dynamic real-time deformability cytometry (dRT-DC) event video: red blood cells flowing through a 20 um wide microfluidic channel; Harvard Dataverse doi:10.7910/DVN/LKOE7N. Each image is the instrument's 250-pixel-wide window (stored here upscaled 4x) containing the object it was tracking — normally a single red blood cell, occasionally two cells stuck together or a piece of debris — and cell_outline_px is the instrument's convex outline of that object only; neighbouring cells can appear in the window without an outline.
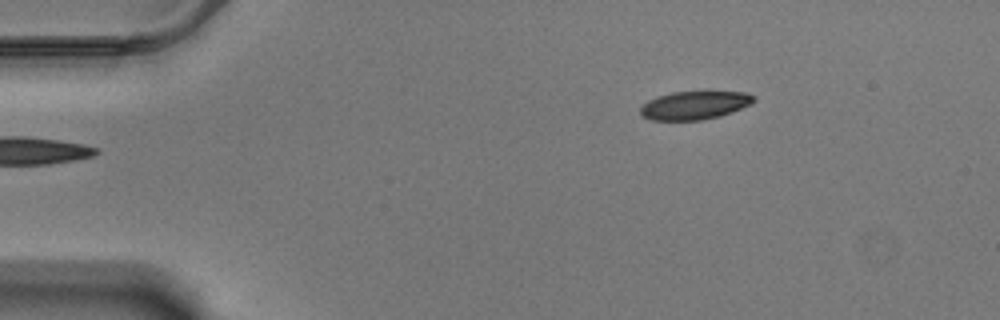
{"species": "Egyptian fruit bat (a non-hibernating species)", "species_latin": "Rousettus aegyptiacus", "temperature_condition": "warm", "stored_images_in_passage": 50, "camera_frame_rate_fps": 3000, "um_per_image_px": 0.085, "animal": {"sex": "male"}, "frame": {"image": 1, "passage_image": 1, "time_ms": 0.0, "image_size_px": [1000, 320], "cell_outline_px": [[756, 100], [740, 108], [720, 116], [700, 120], [652, 120], [644, 116], [640, 112], [640, 108], [648, 100], [656, 96], [672, 92], [704, 88], [708, 88], [744, 92], [756, 96]], "centroid_in_image_um": [59.08, 8.87], "position_along_channel_um": 25.9, "area_um2": 19.54}}
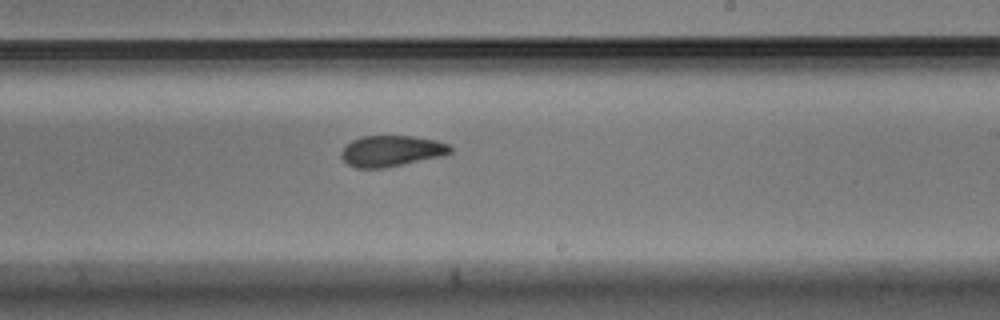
{"frame": {"image": 2, "passage_image": 27, "time_ms": 8.667, "image_size_px": [1000, 320], "cell_outline_px": [[452, 152], [444, 156], [384, 168], [356, 168], [348, 164], [340, 156], [340, 152], [352, 140], [364, 136], [412, 136], [436, 140], [448, 144], [452, 148]], "centroid_in_image_um": [33.29, 12.84], "position_along_channel_um": 255.7, "area_um2": 19.71}}
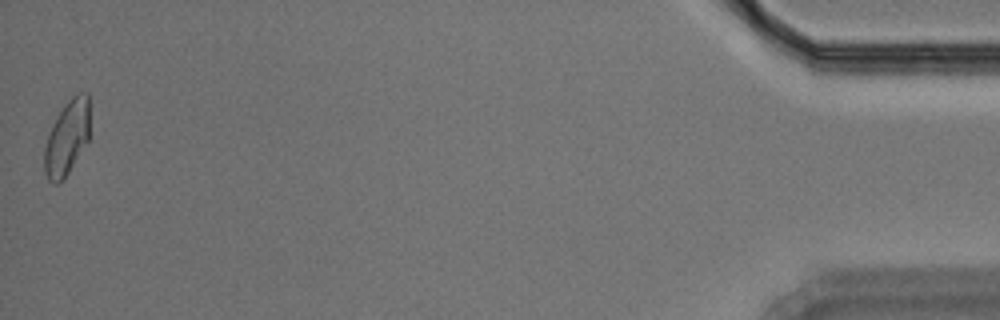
{"frame": {"image": 3, "passage_image": 50, "time_ms": 16.333, "image_size_px": [1000, 320], "cell_outline_px": [[88, 140], [68, 172], [56, 184], [52, 184], [48, 180], [44, 172], [44, 148], [52, 124], [56, 116], [64, 104], [76, 92], [88, 92]], "centroid_in_image_um": [5.66, 11.68], "position_along_channel_um": 429.5, "area_um2": 19.48}, "authors_computed_cell_mechanics": {"area_um2": 20.2011, "velocity_mm_per_s": 3.4572, "shape_relaxation_time_tau1_ms": 3.6284, "shape_relaxation_time_tau2_ms": 2.4337, "deformation_change_tau1": 0.114, "deformation_change_tau2": 0.0651}}